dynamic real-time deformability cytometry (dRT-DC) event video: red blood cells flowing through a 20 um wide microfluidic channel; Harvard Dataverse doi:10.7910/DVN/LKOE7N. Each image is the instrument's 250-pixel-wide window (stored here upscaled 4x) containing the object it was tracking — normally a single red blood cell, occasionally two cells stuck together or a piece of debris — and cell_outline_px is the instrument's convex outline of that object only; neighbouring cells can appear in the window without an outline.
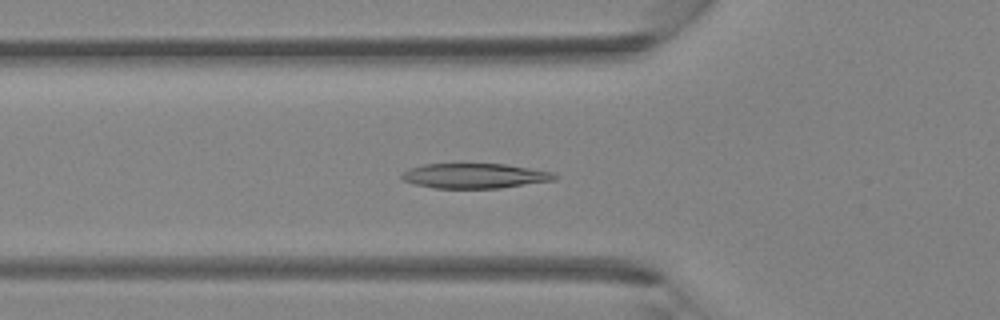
{"species": "Egyptian fruit bat (a non-hibernating species)", "species_latin": "Rousettus aegyptiacus", "temperature_condition": "room temperature", "stored_images_in_passage": 39, "camera_frame_rate_fps": 3000, "um_per_image_px": 0.085, "animal": {"sex": "female"}, "frame": {"image": 1, "passage_image": 13, "time_ms": 4.0, "image_size_px": [1000, 320], "cell_outline_px": [[560, 176], [556, 180], [500, 188], [436, 188], [416, 184], [404, 180], [400, 176], [408, 168], [424, 164], [504, 164], [552, 172]], "centroid_in_image_um": [40.38, 14.95], "position_along_channel_um": 85.4, "area_um2": 22.08}}
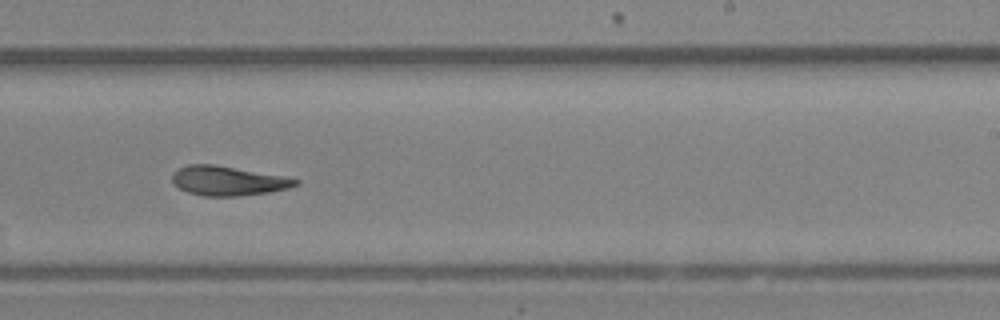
{"frame": {"image": 2, "passage_image": 24, "time_ms": 7.667, "image_size_px": [1000, 320], "cell_outline_px": [[300, 184], [288, 188], [268, 192], [236, 196], [204, 196], [188, 192], [180, 188], [172, 180], [172, 172], [188, 164], [212, 164], [288, 176], [300, 180]], "centroid_in_image_um": [19.42, 15.36], "position_along_channel_um": 269.6, "area_um2": 21.15}}
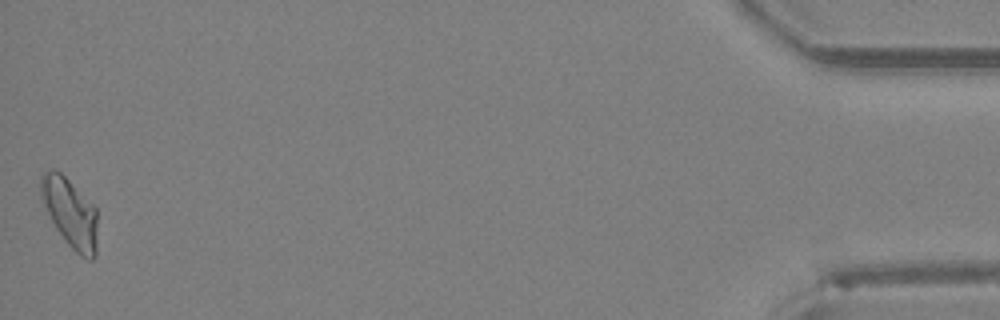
{"frame": {"image": 3, "passage_image": 39, "time_ms": 12.667, "image_size_px": [1000, 320], "cell_outline_px": [[96, 256], [92, 260], [88, 260], [80, 256], [68, 244], [56, 228], [40, 200], [40, 176], [44, 172], [52, 168], [60, 172], [96, 208]], "centroid_in_image_um": [5.93, 18.09], "position_along_channel_um": 429.3, "area_um2": 22.66}}